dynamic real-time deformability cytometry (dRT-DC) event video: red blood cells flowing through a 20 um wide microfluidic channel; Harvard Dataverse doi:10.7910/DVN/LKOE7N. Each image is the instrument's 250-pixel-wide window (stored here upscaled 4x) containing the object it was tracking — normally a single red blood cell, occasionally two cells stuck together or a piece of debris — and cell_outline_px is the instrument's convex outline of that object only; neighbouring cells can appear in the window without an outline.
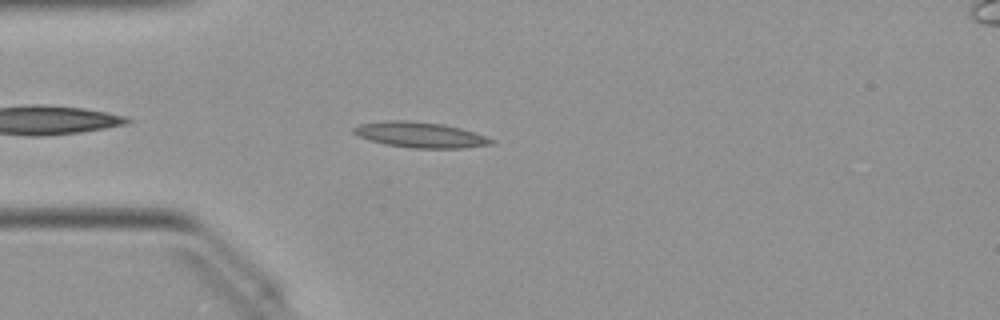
{"species": "Egyptian fruit bat (a non-hibernating species)", "species_latin": "Rousettus aegyptiacus", "temperature_condition": "warm", "stored_images_in_passage": 40, "camera_frame_rate_fps": 3000, "um_per_image_px": 0.085, "animal": {"sex": "female"}, "frame": {"image": 1, "passage_image": 3, "time_ms": 0.667, "image_size_px": [1000, 320], "cell_outline_px": [[496, 144], [460, 148], [412, 148], [388, 144], [372, 140], [360, 136], [352, 132], [352, 128], [360, 124], [388, 120], [408, 120], [440, 124], [460, 128], [496, 140]], "centroid_in_image_um": [35.74, 11.46], "position_along_channel_um": 49.3, "area_um2": 20.17}}
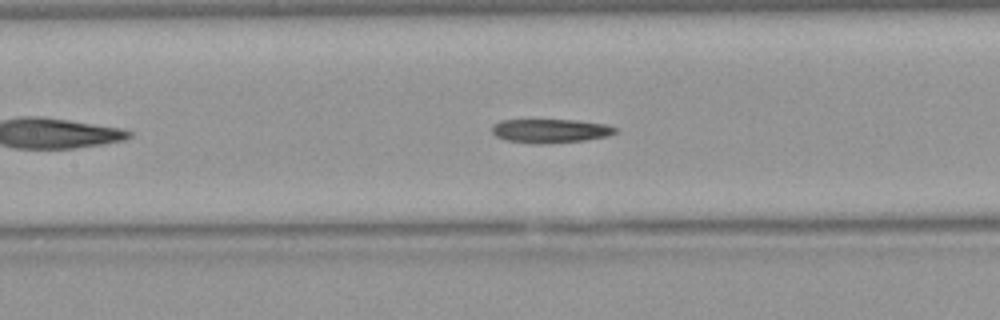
{"frame": {"image": 2, "passage_image": 12, "time_ms": 3.667, "image_size_px": [1000, 320], "cell_outline_px": [[616, 132], [608, 136], [584, 140], [540, 144], [508, 140], [496, 136], [492, 132], [492, 124], [500, 120], [576, 120], [604, 124], [616, 128]], "centroid_in_image_um": [46.76, 11.11], "position_along_channel_um": 160.6, "area_um2": 16.94}}
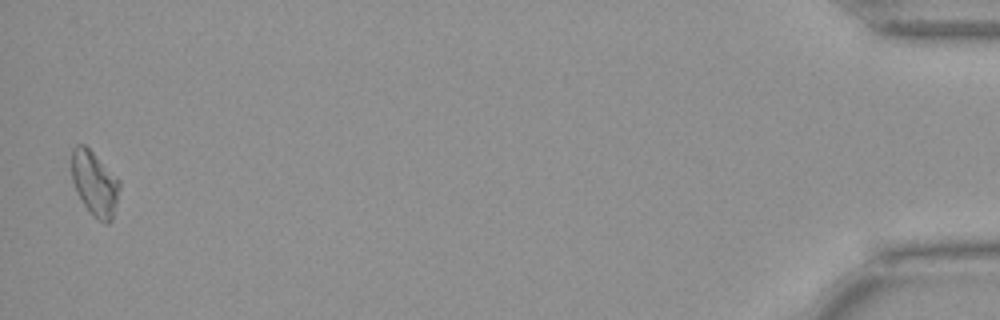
{"frame": {"image": 3, "passage_image": 39, "time_ms": 12.667, "image_size_px": [1000, 320], "cell_outline_px": [[120, 184], [116, 204], [112, 220], [108, 224], [100, 220], [84, 204], [72, 180], [72, 148], [76, 144], [84, 144], [120, 180]], "centroid_in_image_um": [8.05, 15.56], "position_along_channel_um": 427.1, "area_um2": 17.46}, "authors_computed_cell_mechanics": {"area_um2": 17.6001, "velocity_mm_per_s": 4.0433, "shape_relaxation_time_tau1_ms": null, "shape_relaxation_time_tau2_ms": 7.4509, "deformation_change_tau1": null, "deformation_change_tau2": 0.184}}